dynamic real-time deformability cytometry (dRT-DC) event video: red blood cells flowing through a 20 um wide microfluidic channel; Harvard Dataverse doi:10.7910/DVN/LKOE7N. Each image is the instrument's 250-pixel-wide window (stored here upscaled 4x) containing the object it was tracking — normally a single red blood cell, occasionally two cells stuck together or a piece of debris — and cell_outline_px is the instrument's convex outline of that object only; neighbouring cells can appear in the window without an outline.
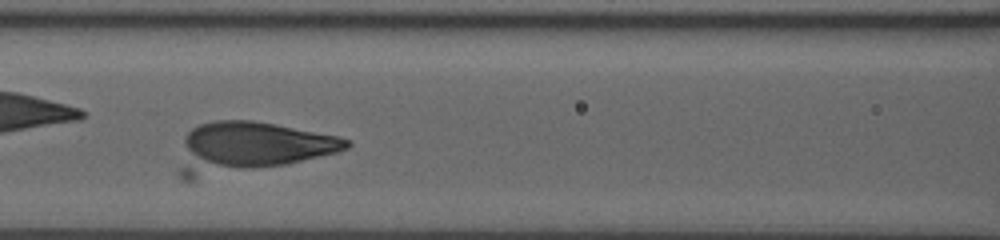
{"species": "human", "species_latin": "Homo sapiens", "temperature_condition": "room temperature", "stored_images_in_passage": 38, "camera_frame_rate_fps": 3000, "um_per_image_px": 0.085, "donor": {"sex": "male"}, "frame": {"image": 1, "passage_image": 8, "time_ms": 2.667, "image_size_px": [1000, 240], "cell_outline_px": [[352, 144], [348, 148], [336, 152], [288, 164], [192, 180], [184, 180], [176, 172], [184, 136], [192, 128], [200, 124], [212, 120], [252, 120], [276, 124], [340, 136], [348, 140]], "centroid_in_image_um": [21.19, 12.53], "position_along_channel_um": 145.4, "area_um2": 49.48}}